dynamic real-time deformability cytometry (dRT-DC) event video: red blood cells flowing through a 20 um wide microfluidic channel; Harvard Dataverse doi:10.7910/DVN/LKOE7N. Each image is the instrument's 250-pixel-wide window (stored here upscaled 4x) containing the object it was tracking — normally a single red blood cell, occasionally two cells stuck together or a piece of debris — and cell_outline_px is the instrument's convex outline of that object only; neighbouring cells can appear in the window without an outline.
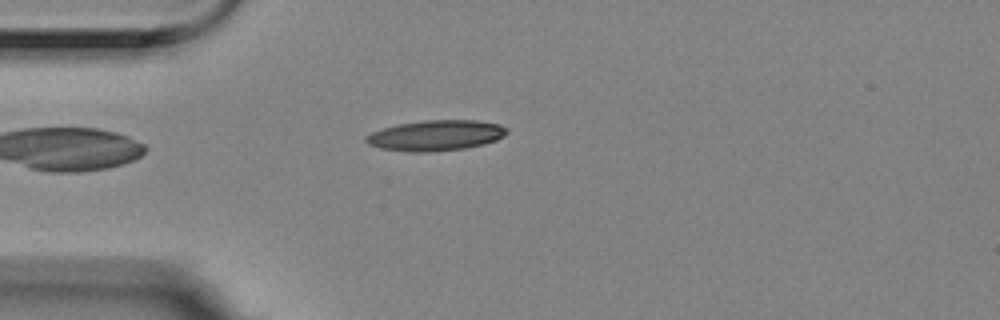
{"species": "Egyptian fruit bat (a non-hibernating species)", "species_latin": "Rousettus aegyptiacus", "temperature_condition": "room temperature", "stored_images_in_passage": 5, "camera_frame_rate_fps": 3000, "um_per_image_px": 0.085, "animal": {"sex": "female"}, "frame": {"image": 1, "passage_image": 4, "time_ms": 1.0, "image_size_px": [1000, 320], "cell_outline_px": [[508, 132], [504, 136], [496, 140], [484, 144], [464, 148], [432, 152], [412, 152], [380, 148], [368, 144], [364, 140], [364, 136], [372, 132], [384, 128], [400, 124], [424, 120], [476, 120], [500, 124], [508, 128]], "centroid_in_image_um": [37.06, 11.51], "position_along_channel_um": 47.9, "area_um2": 25.09}}